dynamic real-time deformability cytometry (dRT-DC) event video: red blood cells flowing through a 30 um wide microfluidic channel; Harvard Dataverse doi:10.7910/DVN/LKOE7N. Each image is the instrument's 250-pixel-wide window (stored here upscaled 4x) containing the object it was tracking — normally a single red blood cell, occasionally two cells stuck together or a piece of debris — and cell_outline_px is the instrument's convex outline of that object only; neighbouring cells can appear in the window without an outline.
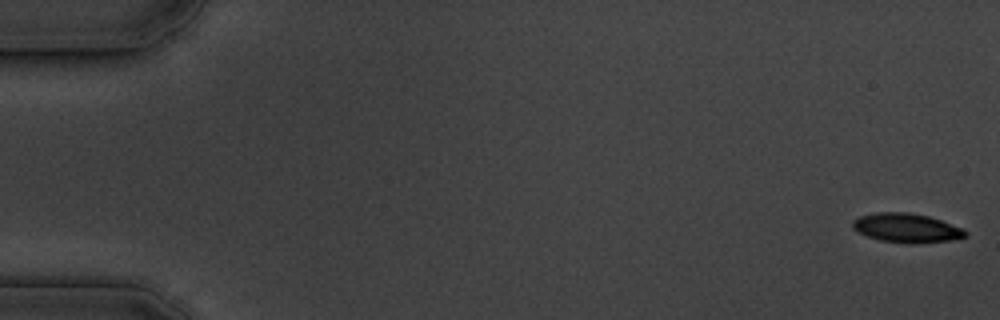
{"species": "common noctule bat (a hibernating species)", "species_latin": "Nyctalus noctula", "temperature_condition": "cold", "stored_images_in_passage": 24, "camera_frame_rate_fps": 3000, "um_per_image_px": 0.085, "animal": {"sex": "male", "body_mass_g": 19.5, "forearm_length_mm": 54.6}, "frame": {"image": 1, "passage_image": 1, "time_ms": 0.0, "image_size_px": [1000, 320], "cell_outline_px": [[968, 236], [952, 240], [916, 244], [908, 244], [880, 240], [856, 232], [852, 228], [852, 220], [860, 216], [876, 212], [908, 212], [928, 216], [964, 228], [968, 232]], "centroid_in_image_um": [77.07, 19.38], "position_along_channel_um": 7.9, "area_um2": 19.42}}